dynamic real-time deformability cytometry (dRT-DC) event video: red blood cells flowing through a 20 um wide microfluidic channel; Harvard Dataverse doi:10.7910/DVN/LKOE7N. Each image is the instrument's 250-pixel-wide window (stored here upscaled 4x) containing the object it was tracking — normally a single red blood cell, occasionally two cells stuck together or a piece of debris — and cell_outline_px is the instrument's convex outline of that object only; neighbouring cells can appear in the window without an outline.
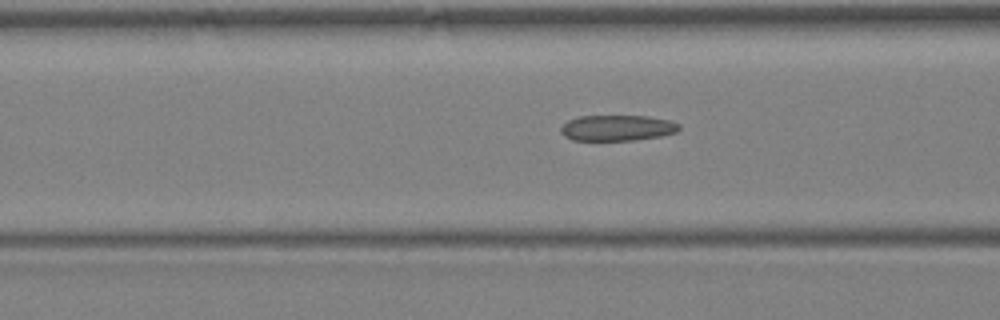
{"species": "Egyptian fruit bat (a non-hibernating species)", "species_latin": "Rousettus aegyptiacus", "temperature_condition": "warm", "stored_images_in_passage": 6, "camera_frame_rate_fps": 3000, "um_per_image_px": 0.085, "animal": {"sex": "female"}, "frame": {"image": 1, "passage_image": 6, "time_ms": 6.333, "image_size_px": [1000, 320], "cell_outline_px": [[680, 128], [676, 132], [660, 136], [636, 140], [572, 140], [564, 136], [560, 132], [560, 128], [568, 120], [580, 116], [648, 116], [668, 120], [680, 124]], "centroid_in_image_um": [52.45, 10.87], "position_along_channel_um": 114.1, "area_um2": 17.74}}